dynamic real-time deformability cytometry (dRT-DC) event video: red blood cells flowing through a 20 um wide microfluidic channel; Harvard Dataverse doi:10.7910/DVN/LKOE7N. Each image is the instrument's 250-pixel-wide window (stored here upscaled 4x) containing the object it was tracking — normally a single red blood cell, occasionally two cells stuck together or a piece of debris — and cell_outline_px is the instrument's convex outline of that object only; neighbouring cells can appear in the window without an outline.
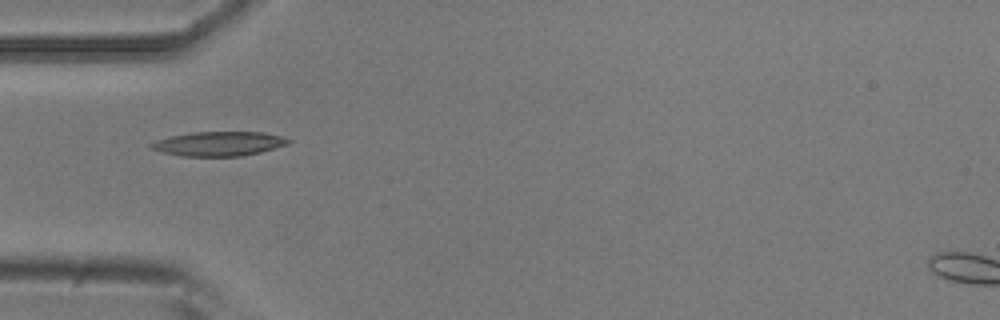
{"species": "common noctule bat (a hibernating species)", "species_latin": "Nyctalus noctula", "temperature_condition": "room temperature", "stored_images_in_passage": 6, "camera_frame_rate_fps": 3000, "um_per_image_px": 0.085, "animal": {"sex": "male", "body_mass_g": 20.5, "forearm_length_mm": 52.5}, "frame": {"image": 1, "passage_image": 4, "time_ms": 1.0, "image_size_px": [1000, 320], "cell_outline_px": [[292, 140], [288, 144], [260, 152], [240, 156], [180, 156], [164, 152], [152, 148], [148, 144], [156, 140], [172, 136], [192, 132], [264, 132], [280, 136]], "centroid_in_image_um": [18.61, 12.21], "position_along_channel_um": 66.4, "area_um2": 19.31}}
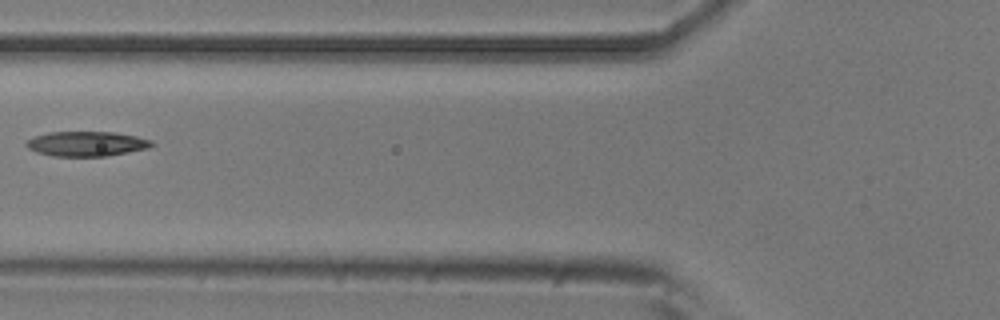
{"frame": {"image": 2, "passage_image": 5, "time_ms": 1.333, "image_size_px": [1000, 320], "cell_outline_px": [[156, 144], [148, 148], [128, 152], [104, 156], [52, 156], [36, 152], [28, 148], [24, 144], [28, 140], [36, 136], [48, 132], [112, 132], [136, 136], [152, 140]], "centroid_in_image_um": [7.36, 12.22], "position_along_channel_um": 118.4, "area_um2": 18.09}}
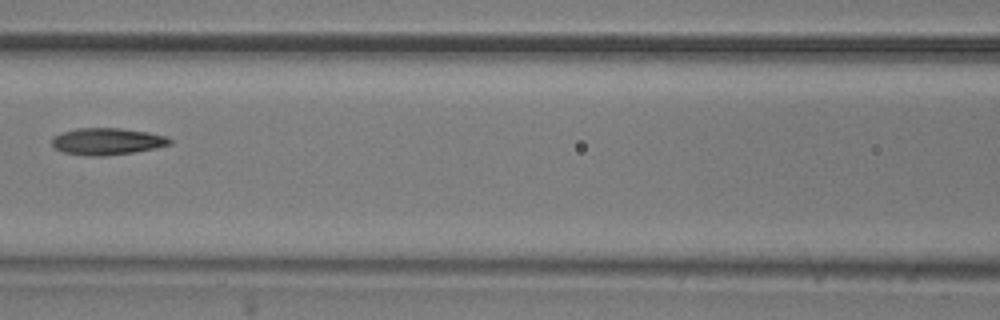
{"frame": {"image": 3, "passage_image": 6, "time_ms": 1.667, "image_size_px": [1000, 320], "cell_outline_px": [[172, 144], [156, 148], [136, 152], [104, 156], [84, 156], [64, 152], [56, 148], [52, 144], [52, 136], [76, 128], [120, 128], [148, 132], [164, 136], [172, 140]], "centroid_in_image_um": [9.11, 12.02], "position_along_channel_um": 157.5, "area_um2": 18.5}}